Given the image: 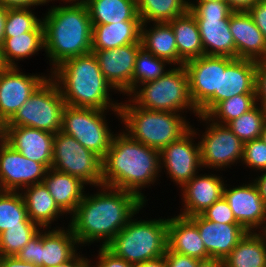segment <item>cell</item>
<instances>
[{
	"mask_svg": "<svg viewBox=\"0 0 266 267\" xmlns=\"http://www.w3.org/2000/svg\"><path fill=\"white\" fill-rule=\"evenodd\" d=\"M44 49V28L41 23L35 30L4 38L1 45L3 59L8 67H17L15 60L27 58Z\"/></svg>",
	"mask_w": 266,
	"mask_h": 267,
	"instance_id": "33",
	"label": "cell"
},
{
	"mask_svg": "<svg viewBox=\"0 0 266 267\" xmlns=\"http://www.w3.org/2000/svg\"><path fill=\"white\" fill-rule=\"evenodd\" d=\"M88 9L92 24H110L120 21H141L136 0H82Z\"/></svg>",
	"mask_w": 266,
	"mask_h": 267,
	"instance_id": "31",
	"label": "cell"
},
{
	"mask_svg": "<svg viewBox=\"0 0 266 267\" xmlns=\"http://www.w3.org/2000/svg\"><path fill=\"white\" fill-rule=\"evenodd\" d=\"M53 6L42 19L44 49L56 68L63 61L84 55L92 49V22L86 4L81 1Z\"/></svg>",
	"mask_w": 266,
	"mask_h": 267,
	"instance_id": "3",
	"label": "cell"
},
{
	"mask_svg": "<svg viewBox=\"0 0 266 267\" xmlns=\"http://www.w3.org/2000/svg\"><path fill=\"white\" fill-rule=\"evenodd\" d=\"M46 172L43 164L24 157L5 140L0 142L1 191L19 192L22 187L43 183Z\"/></svg>",
	"mask_w": 266,
	"mask_h": 267,
	"instance_id": "14",
	"label": "cell"
},
{
	"mask_svg": "<svg viewBox=\"0 0 266 267\" xmlns=\"http://www.w3.org/2000/svg\"><path fill=\"white\" fill-rule=\"evenodd\" d=\"M8 66L6 65L4 59H3V54H2V49L0 45V72L4 69H6Z\"/></svg>",
	"mask_w": 266,
	"mask_h": 267,
	"instance_id": "56",
	"label": "cell"
},
{
	"mask_svg": "<svg viewBox=\"0 0 266 267\" xmlns=\"http://www.w3.org/2000/svg\"><path fill=\"white\" fill-rule=\"evenodd\" d=\"M55 134L24 126H5L4 140L29 160L51 168Z\"/></svg>",
	"mask_w": 266,
	"mask_h": 267,
	"instance_id": "19",
	"label": "cell"
},
{
	"mask_svg": "<svg viewBox=\"0 0 266 267\" xmlns=\"http://www.w3.org/2000/svg\"><path fill=\"white\" fill-rule=\"evenodd\" d=\"M16 257L25 262H31L41 267V232L39 231L24 247L17 253Z\"/></svg>",
	"mask_w": 266,
	"mask_h": 267,
	"instance_id": "43",
	"label": "cell"
},
{
	"mask_svg": "<svg viewBox=\"0 0 266 267\" xmlns=\"http://www.w3.org/2000/svg\"><path fill=\"white\" fill-rule=\"evenodd\" d=\"M160 151L132 139L126 132L113 135L102 159V185L132 192L146 202L140 188L153 184L160 167Z\"/></svg>",
	"mask_w": 266,
	"mask_h": 267,
	"instance_id": "2",
	"label": "cell"
},
{
	"mask_svg": "<svg viewBox=\"0 0 266 267\" xmlns=\"http://www.w3.org/2000/svg\"><path fill=\"white\" fill-rule=\"evenodd\" d=\"M242 162L249 168L266 171V144L260 138L244 143Z\"/></svg>",
	"mask_w": 266,
	"mask_h": 267,
	"instance_id": "41",
	"label": "cell"
},
{
	"mask_svg": "<svg viewBox=\"0 0 266 267\" xmlns=\"http://www.w3.org/2000/svg\"><path fill=\"white\" fill-rule=\"evenodd\" d=\"M30 8H7L4 38L35 30L41 23Z\"/></svg>",
	"mask_w": 266,
	"mask_h": 267,
	"instance_id": "40",
	"label": "cell"
},
{
	"mask_svg": "<svg viewBox=\"0 0 266 267\" xmlns=\"http://www.w3.org/2000/svg\"><path fill=\"white\" fill-rule=\"evenodd\" d=\"M176 39L178 65L204 55L199 28L195 17L187 11L182 16L169 21Z\"/></svg>",
	"mask_w": 266,
	"mask_h": 267,
	"instance_id": "27",
	"label": "cell"
},
{
	"mask_svg": "<svg viewBox=\"0 0 266 267\" xmlns=\"http://www.w3.org/2000/svg\"><path fill=\"white\" fill-rule=\"evenodd\" d=\"M208 126L199 142L202 167L225 168L242 160L244 143L230 128L214 121Z\"/></svg>",
	"mask_w": 266,
	"mask_h": 267,
	"instance_id": "13",
	"label": "cell"
},
{
	"mask_svg": "<svg viewBox=\"0 0 266 267\" xmlns=\"http://www.w3.org/2000/svg\"><path fill=\"white\" fill-rule=\"evenodd\" d=\"M90 261L78 254H74L68 261L63 262L55 267H89Z\"/></svg>",
	"mask_w": 266,
	"mask_h": 267,
	"instance_id": "51",
	"label": "cell"
},
{
	"mask_svg": "<svg viewBox=\"0 0 266 267\" xmlns=\"http://www.w3.org/2000/svg\"><path fill=\"white\" fill-rule=\"evenodd\" d=\"M205 219L221 224H238L228 202L222 197L215 201L202 214Z\"/></svg>",
	"mask_w": 266,
	"mask_h": 267,
	"instance_id": "42",
	"label": "cell"
},
{
	"mask_svg": "<svg viewBox=\"0 0 266 267\" xmlns=\"http://www.w3.org/2000/svg\"><path fill=\"white\" fill-rule=\"evenodd\" d=\"M105 110L65 105L61 131L75 138L101 159L110 147L113 135L105 120Z\"/></svg>",
	"mask_w": 266,
	"mask_h": 267,
	"instance_id": "10",
	"label": "cell"
},
{
	"mask_svg": "<svg viewBox=\"0 0 266 267\" xmlns=\"http://www.w3.org/2000/svg\"><path fill=\"white\" fill-rule=\"evenodd\" d=\"M167 267H197L198 259L181 255L171 251L168 247L165 252Z\"/></svg>",
	"mask_w": 266,
	"mask_h": 267,
	"instance_id": "47",
	"label": "cell"
},
{
	"mask_svg": "<svg viewBox=\"0 0 266 267\" xmlns=\"http://www.w3.org/2000/svg\"><path fill=\"white\" fill-rule=\"evenodd\" d=\"M46 3L45 0H0V5L6 8H30Z\"/></svg>",
	"mask_w": 266,
	"mask_h": 267,
	"instance_id": "48",
	"label": "cell"
},
{
	"mask_svg": "<svg viewBox=\"0 0 266 267\" xmlns=\"http://www.w3.org/2000/svg\"><path fill=\"white\" fill-rule=\"evenodd\" d=\"M256 179L254 180V183L256 184L259 190L262 200L266 204V171L259 178Z\"/></svg>",
	"mask_w": 266,
	"mask_h": 267,
	"instance_id": "53",
	"label": "cell"
},
{
	"mask_svg": "<svg viewBox=\"0 0 266 267\" xmlns=\"http://www.w3.org/2000/svg\"><path fill=\"white\" fill-rule=\"evenodd\" d=\"M141 21H120L110 24H92V49L119 48L120 46L141 43Z\"/></svg>",
	"mask_w": 266,
	"mask_h": 267,
	"instance_id": "26",
	"label": "cell"
},
{
	"mask_svg": "<svg viewBox=\"0 0 266 267\" xmlns=\"http://www.w3.org/2000/svg\"><path fill=\"white\" fill-rule=\"evenodd\" d=\"M266 122V110L258 105L240 117L230 121L227 126L243 142L260 138Z\"/></svg>",
	"mask_w": 266,
	"mask_h": 267,
	"instance_id": "37",
	"label": "cell"
},
{
	"mask_svg": "<svg viewBox=\"0 0 266 267\" xmlns=\"http://www.w3.org/2000/svg\"><path fill=\"white\" fill-rule=\"evenodd\" d=\"M196 225L209 258L225 259L247 231L239 224H219L201 214L189 217Z\"/></svg>",
	"mask_w": 266,
	"mask_h": 267,
	"instance_id": "21",
	"label": "cell"
},
{
	"mask_svg": "<svg viewBox=\"0 0 266 267\" xmlns=\"http://www.w3.org/2000/svg\"><path fill=\"white\" fill-rule=\"evenodd\" d=\"M260 139L266 144V122L263 126L261 135H260Z\"/></svg>",
	"mask_w": 266,
	"mask_h": 267,
	"instance_id": "58",
	"label": "cell"
},
{
	"mask_svg": "<svg viewBox=\"0 0 266 267\" xmlns=\"http://www.w3.org/2000/svg\"><path fill=\"white\" fill-rule=\"evenodd\" d=\"M22 193L0 191V234L14 226H39L28 217Z\"/></svg>",
	"mask_w": 266,
	"mask_h": 267,
	"instance_id": "35",
	"label": "cell"
},
{
	"mask_svg": "<svg viewBox=\"0 0 266 267\" xmlns=\"http://www.w3.org/2000/svg\"><path fill=\"white\" fill-rule=\"evenodd\" d=\"M137 12L142 23L169 22L188 11L186 0H136ZM149 20V21H148Z\"/></svg>",
	"mask_w": 266,
	"mask_h": 267,
	"instance_id": "34",
	"label": "cell"
},
{
	"mask_svg": "<svg viewBox=\"0 0 266 267\" xmlns=\"http://www.w3.org/2000/svg\"><path fill=\"white\" fill-rule=\"evenodd\" d=\"M105 247L134 265L159 258L168 247V219H130Z\"/></svg>",
	"mask_w": 266,
	"mask_h": 267,
	"instance_id": "6",
	"label": "cell"
},
{
	"mask_svg": "<svg viewBox=\"0 0 266 267\" xmlns=\"http://www.w3.org/2000/svg\"><path fill=\"white\" fill-rule=\"evenodd\" d=\"M5 136V124L0 120V142L4 140Z\"/></svg>",
	"mask_w": 266,
	"mask_h": 267,
	"instance_id": "57",
	"label": "cell"
},
{
	"mask_svg": "<svg viewBox=\"0 0 266 267\" xmlns=\"http://www.w3.org/2000/svg\"><path fill=\"white\" fill-rule=\"evenodd\" d=\"M142 86L139 91L136 89L132 92L134 97L132 96L133 100H128L130 103L148 110L173 113L188 108L199 115L191 98L189 78L184 65L168 70L162 77L143 83Z\"/></svg>",
	"mask_w": 266,
	"mask_h": 267,
	"instance_id": "7",
	"label": "cell"
},
{
	"mask_svg": "<svg viewBox=\"0 0 266 267\" xmlns=\"http://www.w3.org/2000/svg\"><path fill=\"white\" fill-rule=\"evenodd\" d=\"M154 27L147 30L141 24L140 41L142 48L152 55L178 65V51L173 29L169 22H153ZM145 26V27H144ZM146 28V29H145Z\"/></svg>",
	"mask_w": 266,
	"mask_h": 267,
	"instance_id": "29",
	"label": "cell"
},
{
	"mask_svg": "<svg viewBox=\"0 0 266 267\" xmlns=\"http://www.w3.org/2000/svg\"><path fill=\"white\" fill-rule=\"evenodd\" d=\"M262 228H263L264 230L262 229V230H261L262 233L260 232V234L263 236V238L265 239V242H266V225H265V227L262 226Z\"/></svg>",
	"mask_w": 266,
	"mask_h": 267,
	"instance_id": "59",
	"label": "cell"
},
{
	"mask_svg": "<svg viewBox=\"0 0 266 267\" xmlns=\"http://www.w3.org/2000/svg\"><path fill=\"white\" fill-rule=\"evenodd\" d=\"M190 94L199 110L215 92H219L220 56L202 55L184 63Z\"/></svg>",
	"mask_w": 266,
	"mask_h": 267,
	"instance_id": "20",
	"label": "cell"
},
{
	"mask_svg": "<svg viewBox=\"0 0 266 267\" xmlns=\"http://www.w3.org/2000/svg\"><path fill=\"white\" fill-rule=\"evenodd\" d=\"M235 43V58L258 61L266 58V40L247 11H234L229 20Z\"/></svg>",
	"mask_w": 266,
	"mask_h": 267,
	"instance_id": "22",
	"label": "cell"
},
{
	"mask_svg": "<svg viewBox=\"0 0 266 267\" xmlns=\"http://www.w3.org/2000/svg\"><path fill=\"white\" fill-rule=\"evenodd\" d=\"M46 79L45 76L25 75L17 67H7L2 70L0 120L6 124Z\"/></svg>",
	"mask_w": 266,
	"mask_h": 267,
	"instance_id": "17",
	"label": "cell"
},
{
	"mask_svg": "<svg viewBox=\"0 0 266 267\" xmlns=\"http://www.w3.org/2000/svg\"><path fill=\"white\" fill-rule=\"evenodd\" d=\"M43 183L57 206L67 214L76 210L85 194L83 193L85 190L84 182L54 168L47 169Z\"/></svg>",
	"mask_w": 266,
	"mask_h": 267,
	"instance_id": "25",
	"label": "cell"
},
{
	"mask_svg": "<svg viewBox=\"0 0 266 267\" xmlns=\"http://www.w3.org/2000/svg\"><path fill=\"white\" fill-rule=\"evenodd\" d=\"M197 135L190 128L178 140L160 151V165L165 166L170 178L181 187L191 180L202 166L199 142L194 144L192 137ZM191 137V138H190Z\"/></svg>",
	"mask_w": 266,
	"mask_h": 267,
	"instance_id": "15",
	"label": "cell"
},
{
	"mask_svg": "<svg viewBox=\"0 0 266 267\" xmlns=\"http://www.w3.org/2000/svg\"><path fill=\"white\" fill-rule=\"evenodd\" d=\"M99 260L96 265L89 264V267H136V265L128 263L125 259L115 256L105 246L100 247L98 253Z\"/></svg>",
	"mask_w": 266,
	"mask_h": 267,
	"instance_id": "45",
	"label": "cell"
},
{
	"mask_svg": "<svg viewBox=\"0 0 266 267\" xmlns=\"http://www.w3.org/2000/svg\"><path fill=\"white\" fill-rule=\"evenodd\" d=\"M0 267H39L31 262H25L16 256H0Z\"/></svg>",
	"mask_w": 266,
	"mask_h": 267,
	"instance_id": "49",
	"label": "cell"
},
{
	"mask_svg": "<svg viewBox=\"0 0 266 267\" xmlns=\"http://www.w3.org/2000/svg\"><path fill=\"white\" fill-rule=\"evenodd\" d=\"M141 48V43H132L94 52L102 74L113 89L124 94H132L135 60Z\"/></svg>",
	"mask_w": 266,
	"mask_h": 267,
	"instance_id": "16",
	"label": "cell"
},
{
	"mask_svg": "<svg viewBox=\"0 0 266 267\" xmlns=\"http://www.w3.org/2000/svg\"><path fill=\"white\" fill-rule=\"evenodd\" d=\"M40 229V226H14L2 232L0 256H16Z\"/></svg>",
	"mask_w": 266,
	"mask_h": 267,
	"instance_id": "39",
	"label": "cell"
},
{
	"mask_svg": "<svg viewBox=\"0 0 266 267\" xmlns=\"http://www.w3.org/2000/svg\"><path fill=\"white\" fill-rule=\"evenodd\" d=\"M94 195L84 194L71 214L70 227L77 243L104 240L106 246L144 207L145 202L132 192L102 185Z\"/></svg>",
	"mask_w": 266,
	"mask_h": 267,
	"instance_id": "1",
	"label": "cell"
},
{
	"mask_svg": "<svg viewBox=\"0 0 266 267\" xmlns=\"http://www.w3.org/2000/svg\"><path fill=\"white\" fill-rule=\"evenodd\" d=\"M247 12L266 40V0H258Z\"/></svg>",
	"mask_w": 266,
	"mask_h": 267,
	"instance_id": "46",
	"label": "cell"
},
{
	"mask_svg": "<svg viewBox=\"0 0 266 267\" xmlns=\"http://www.w3.org/2000/svg\"><path fill=\"white\" fill-rule=\"evenodd\" d=\"M256 61L220 56L219 92L199 109L206 115L217 103L240 94H256Z\"/></svg>",
	"mask_w": 266,
	"mask_h": 267,
	"instance_id": "12",
	"label": "cell"
},
{
	"mask_svg": "<svg viewBox=\"0 0 266 267\" xmlns=\"http://www.w3.org/2000/svg\"><path fill=\"white\" fill-rule=\"evenodd\" d=\"M65 101L53 78H47L5 126H24L56 134L61 131Z\"/></svg>",
	"mask_w": 266,
	"mask_h": 267,
	"instance_id": "9",
	"label": "cell"
},
{
	"mask_svg": "<svg viewBox=\"0 0 266 267\" xmlns=\"http://www.w3.org/2000/svg\"><path fill=\"white\" fill-rule=\"evenodd\" d=\"M196 1H212V2H214V1H223V2H226V0H196Z\"/></svg>",
	"mask_w": 266,
	"mask_h": 267,
	"instance_id": "61",
	"label": "cell"
},
{
	"mask_svg": "<svg viewBox=\"0 0 266 267\" xmlns=\"http://www.w3.org/2000/svg\"><path fill=\"white\" fill-rule=\"evenodd\" d=\"M51 168L77 177L85 184L102 186V159L62 131L54 136Z\"/></svg>",
	"mask_w": 266,
	"mask_h": 267,
	"instance_id": "11",
	"label": "cell"
},
{
	"mask_svg": "<svg viewBox=\"0 0 266 267\" xmlns=\"http://www.w3.org/2000/svg\"><path fill=\"white\" fill-rule=\"evenodd\" d=\"M22 194L28 217L41 228L49 227L58 216L65 214L55 203L44 183L27 186Z\"/></svg>",
	"mask_w": 266,
	"mask_h": 267,
	"instance_id": "30",
	"label": "cell"
},
{
	"mask_svg": "<svg viewBox=\"0 0 266 267\" xmlns=\"http://www.w3.org/2000/svg\"><path fill=\"white\" fill-rule=\"evenodd\" d=\"M45 1H46V2H50V1H52V0H45ZM62 1H65V2L68 3V2H71V1H72V2H75L76 0H62ZM77 1H79V0H77ZM80 1H81V0H80Z\"/></svg>",
	"mask_w": 266,
	"mask_h": 267,
	"instance_id": "60",
	"label": "cell"
},
{
	"mask_svg": "<svg viewBox=\"0 0 266 267\" xmlns=\"http://www.w3.org/2000/svg\"><path fill=\"white\" fill-rule=\"evenodd\" d=\"M258 0H226L233 11H248Z\"/></svg>",
	"mask_w": 266,
	"mask_h": 267,
	"instance_id": "50",
	"label": "cell"
},
{
	"mask_svg": "<svg viewBox=\"0 0 266 267\" xmlns=\"http://www.w3.org/2000/svg\"><path fill=\"white\" fill-rule=\"evenodd\" d=\"M136 267H167L165 256L142 262Z\"/></svg>",
	"mask_w": 266,
	"mask_h": 267,
	"instance_id": "54",
	"label": "cell"
},
{
	"mask_svg": "<svg viewBox=\"0 0 266 267\" xmlns=\"http://www.w3.org/2000/svg\"><path fill=\"white\" fill-rule=\"evenodd\" d=\"M256 102V94L236 95L217 103L206 115H198V117L203 121L209 120V123L217 120L216 123L227 125L233 119L251 110L258 104Z\"/></svg>",
	"mask_w": 266,
	"mask_h": 267,
	"instance_id": "36",
	"label": "cell"
},
{
	"mask_svg": "<svg viewBox=\"0 0 266 267\" xmlns=\"http://www.w3.org/2000/svg\"><path fill=\"white\" fill-rule=\"evenodd\" d=\"M165 63V64H164ZM167 60L158 58L143 48L139 50L135 60V67L132 77V92L138 89L140 84L153 81L162 77L168 70H164ZM139 83V84H138Z\"/></svg>",
	"mask_w": 266,
	"mask_h": 267,
	"instance_id": "38",
	"label": "cell"
},
{
	"mask_svg": "<svg viewBox=\"0 0 266 267\" xmlns=\"http://www.w3.org/2000/svg\"><path fill=\"white\" fill-rule=\"evenodd\" d=\"M168 248L198 260L209 258L197 225L189 217L181 215L168 218Z\"/></svg>",
	"mask_w": 266,
	"mask_h": 267,
	"instance_id": "24",
	"label": "cell"
},
{
	"mask_svg": "<svg viewBox=\"0 0 266 267\" xmlns=\"http://www.w3.org/2000/svg\"><path fill=\"white\" fill-rule=\"evenodd\" d=\"M75 244L78 243L71 229L60 227L41 232V267H55L68 261L77 253Z\"/></svg>",
	"mask_w": 266,
	"mask_h": 267,
	"instance_id": "28",
	"label": "cell"
},
{
	"mask_svg": "<svg viewBox=\"0 0 266 267\" xmlns=\"http://www.w3.org/2000/svg\"><path fill=\"white\" fill-rule=\"evenodd\" d=\"M213 175H195L182 186L184 210L179 215L191 217L202 214L215 201L223 197L224 184L222 177Z\"/></svg>",
	"mask_w": 266,
	"mask_h": 267,
	"instance_id": "23",
	"label": "cell"
},
{
	"mask_svg": "<svg viewBox=\"0 0 266 267\" xmlns=\"http://www.w3.org/2000/svg\"><path fill=\"white\" fill-rule=\"evenodd\" d=\"M197 2H189L188 11L197 22L204 55L235 58V43L229 28L234 11L223 1Z\"/></svg>",
	"mask_w": 266,
	"mask_h": 267,
	"instance_id": "8",
	"label": "cell"
},
{
	"mask_svg": "<svg viewBox=\"0 0 266 267\" xmlns=\"http://www.w3.org/2000/svg\"><path fill=\"white\" fill-rule=\"evenodd\" d=\"M225 267H266V242L257 232H247L224 259Z\"/></svg>",
	"mask_w": 266,
	"mask_h": 267,
	"instance_id": "32",
	"label": "cell"
},
{
	"mask_svg": "<svg viewBox=\"0 0 266 267\" xmlns=\"http://www.w3.org/2000/svg\"><path fill=\"white\" fill-rule=\"evenodd\" d=\"M7 8L3 5H0V45L3 44L4 41V26L6 20Z\"/></svg>",
	"mask_w": 266,
	"mask_h": 267,
	"instance_id": "55",
	"label": "cell"
},
{
	"mask_svg": "<svg viewBox=\"0 0 266 267\" xmlns=\"http://www.w3.org/2000/svg\"><path fill=\"white\" fill-rule=\"evenodd\" d=\"M256 101L266 110V58L256 61Z\"/></svg>",
	"mask_w": 266,
	"mask_h": 267,
	"instance_id": "44",
	"label": "cell"
},
{
	"mask_svg": "<svg viewBox=\"0 0 266 267\" xmlns=\"http://www.w3.org/2000/svg\"><path fill=\"white\" fill-rule=\"evenodd\" d=\"M197 267H225V265L223 259L210 257L199 260Z\"/></svg>",
	"mask_w": 266,
	"mask_h": 267,
	"instance_id": "52",
	"label": "cell"
},
{
	"mask_svg": "<svg viewBox=\"0 0 266 267\" xmlns=\"http://www.w3.org/2000/svg\"><path fill=\"white\" fill-rule=\"evenodd\" d=\"M51 75L66 105L99 110L112 109L120 117L121 103L113 104L110 100L109 92L113 87L102 74L93 52L63 61L52 70Z\"/></svg>",
	"mask_w": 266,
	"mask_h": 267,
	"instance_id": "4",
	"label": "cell"
},
{
	"mask_svg": "<svg viewBox=\"0 0 266 267\" xmlns=\"http://www.w3.org/2000/svg\"><path fill=\"white\" fill-rule=\"evenodd\" d=\"M223 197L232 209L235 220L247 232H254L263 224L265 226L266 204L254 182L231 189L224 187Z\"/></svg>",
	"mask_w": 266,
	"mask_h": 267,
	"instance_id": "18",
	"label": "cell"
},
{
	"mask_svg": "<svg viewBox=\"0 0 266 267\" xmlns=\"http://www.w3.org/2000/svg\"><path fill=\"white\" fill-rule=\"evenodd\" d=\"M120 118L132 139L161 151L178 140L192 126L181 113L148 110L133 104H120Z\"/></svg>",
	"mask_w": 266,
	"mask_h": 267,
	"instance_id": "5",
	"label": "cell"
}]
</instances>
